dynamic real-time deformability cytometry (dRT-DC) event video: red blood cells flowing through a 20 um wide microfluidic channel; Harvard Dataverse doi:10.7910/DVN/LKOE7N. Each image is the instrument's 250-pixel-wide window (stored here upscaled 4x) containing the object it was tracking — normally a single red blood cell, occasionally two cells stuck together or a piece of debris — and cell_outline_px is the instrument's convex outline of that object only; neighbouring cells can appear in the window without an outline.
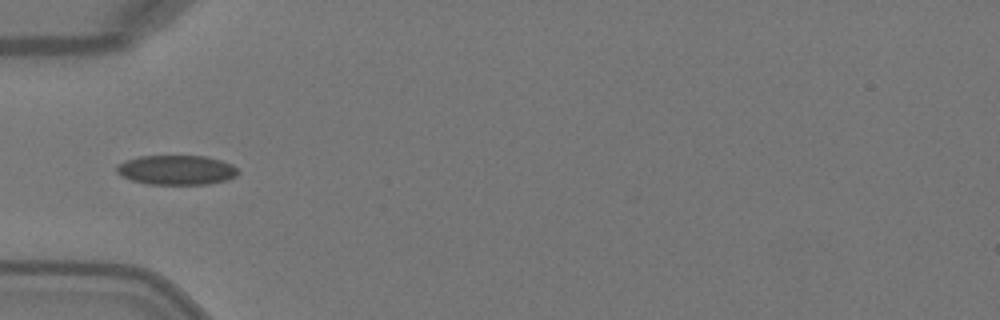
{"species": "Egyptian fruit bat (a non-hibernating species)", "species_latin": "Rousettus aegyptiacus", "temperature_condition": "warm", "stored_images_in_passage": 7, "camera_frame_rate_fps": 3000, "um_per_image_px": 0.085, "animal": {"sex": "female"}, "frame": {"image": 1, "passage_image": 5, "time_ms": 1.333, "image_size_px": [1000, 320], "cell_outline_px": [[240, 172], [236, 176], [228, 180], [208, 184], [148, 184], [132, 180], [120, 176], [116, 172], [116, 164], [124, 160], [140, 156], [204, 156], [220, 160], [232, 164]], "centroid_in_image_um": [14.98, 14.45], "position_along_channel_um": 70.0, "area_um2": 21.1}}
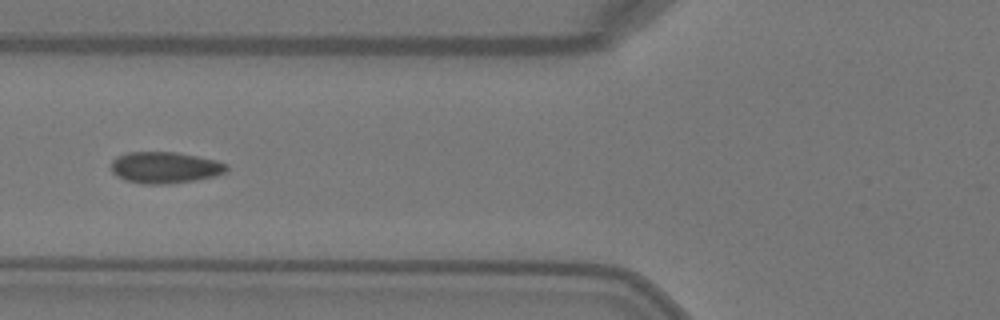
{"frame": {"image": 2, "passage_image": 6, "time_ms": 1.667, "image_size_px": [1000, 320], "cell_outline_px": [[228, 168], [224, 172], [216, 176], [168, 184], [140, 184], [124, 180], [116, 176], [112, 172], [112, 160], [116, 156], [128, 152], [176, 152], [216, 160], [228, 164]], "centroid_in_image_um": [13.99, 14.24], "position_along_channel_um": 111.8, "area_um2": 21.21}}